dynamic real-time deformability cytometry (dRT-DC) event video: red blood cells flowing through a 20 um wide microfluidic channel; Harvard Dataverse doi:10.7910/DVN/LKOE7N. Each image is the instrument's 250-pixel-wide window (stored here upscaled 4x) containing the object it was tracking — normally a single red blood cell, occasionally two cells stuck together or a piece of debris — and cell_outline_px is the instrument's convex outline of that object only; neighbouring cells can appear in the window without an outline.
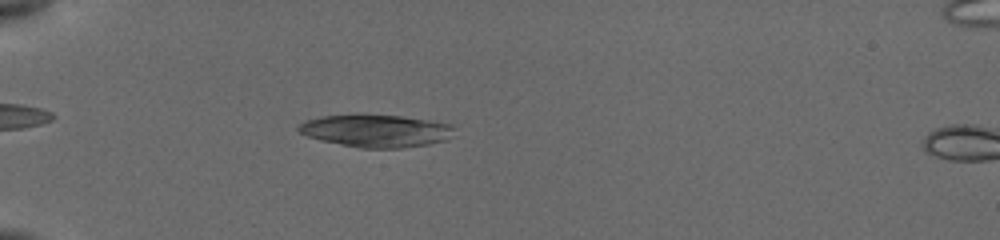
{"species": "common noctule bat (a hibernating species)", "species_latin": "Nyctalus noctula", "temperature_condition": "cold", "stored_images_in_passage": 5, "camera_frame_rate_fps": 3000, "um_per_image_px": 0.085, "animal": {"sex": "female", "body_mass_g": 19.5, "forearm_length_mm": 54.1}, "frame": {"image": 1, "passage_image": 3, "time_ms": 1.333, "image_size_px": [1000, 240], "cell_outline_px": [[452, 128], [448, 136], [444, 140], [428, 144], [404, 148], [360, 148], [320, 140], [308, 136], [300, 132], [296, 128], [296, 124], [304, 120], [320, 116], [360, 112], [400, 116], [428, 120], [452, 124]], "centroid_in_image_um": [31.84, 11.08], "position_along_channel_um": 53.2, "area_um2": 30.06}}